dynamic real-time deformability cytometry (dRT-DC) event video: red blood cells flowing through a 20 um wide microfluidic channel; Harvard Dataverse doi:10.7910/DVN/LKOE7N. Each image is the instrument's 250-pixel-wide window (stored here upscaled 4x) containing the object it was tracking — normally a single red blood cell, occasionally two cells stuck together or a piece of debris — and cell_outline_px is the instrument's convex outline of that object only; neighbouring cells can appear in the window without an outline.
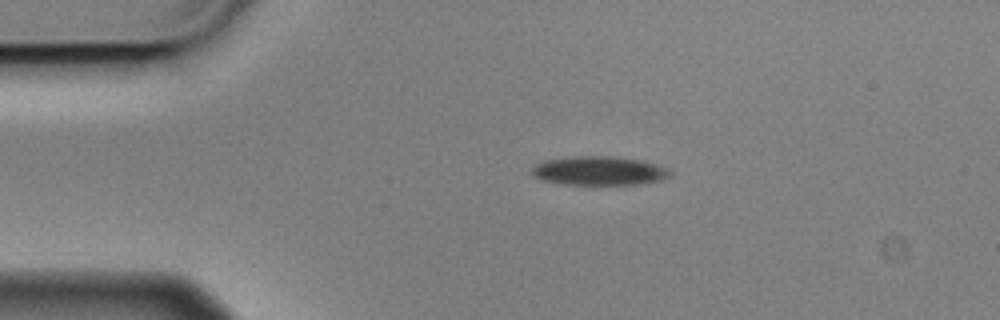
{"species": "Egyptian fruit bat (a non-hibernating species)", "species_latin": "Rousettus aegyptiacus", "temperature_condition": "cold", "stored_images_in_passage": 7, "camera_frame_rate_fps": 3000, "um_per_image_px": 0.085, "animal": {"sex": "male"}, "frame": {"image": 1, "passage_image": 2, "time_ms": 0.333, "image_size_px": [1000, 320], "cell_outline_px": [[672, 176], [664, 180], [644, 184], [564, 184], [540, 180], [532, 176], [532, 168], [536, 164], [544, 160], [572, 156], [612, 156], [644, 160], [668, 168], [672, 172]], "centroid_in_image_um": [50.97, 14.51], "position_along_channel_um": 34.0, "area_um2": 23.7}}
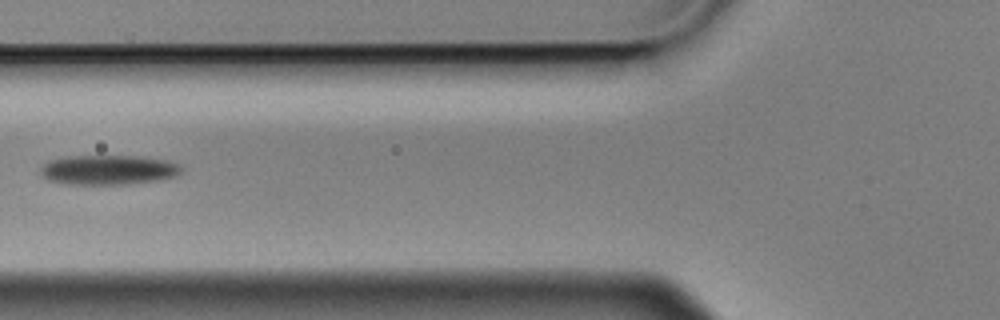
{"frame": {"image": 2, "passage_image": 5, "time_ms": 1.333, "image_size_px": [1000, 320], "cell_outline_px": [[184, 172], [176, 176], [160, 180], [128, 184], [64, 184], [48, 180], [40, 176], [40, 168], [48, 160], [72, 156], [136, 156], [168, 160], [180, 164], [184, 168]], "centroid_in_image_um": [9.24, 14.44], "position_along_channel_um": 116.6, "area_um2": 24.74}}
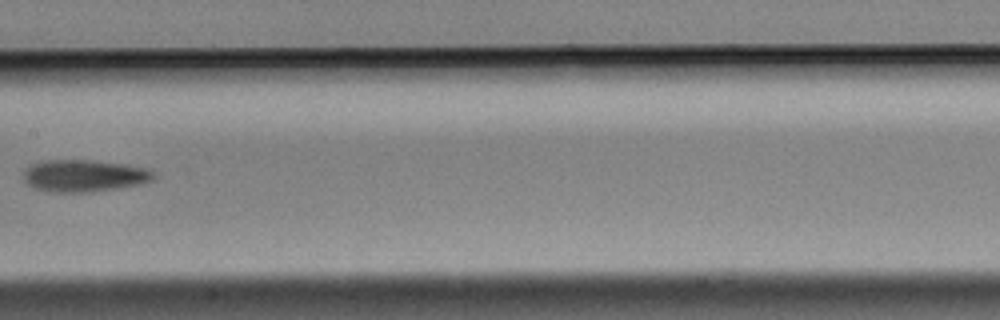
{"frame": {"image": 3, "passage_image": 7, "time_ms": 2.0, "image_size_px": [1000, 320], "cell_outline_px": [[156, 176], [152, 180], [136, 184], [116, 188], [88, 192], [52, 192], [36, 188], [28, 184], [24, 180], [24, 172], [28, 164], [44, 160], [88, 160], [128, 164], [152, 168], [156, 172]], "centroid_in_image_um": [7.18, 14.91], "position_along_channel_um": 200.2, "area_um2": 24.45}}